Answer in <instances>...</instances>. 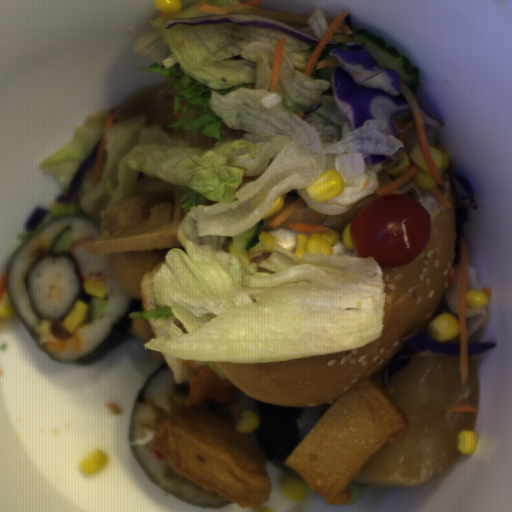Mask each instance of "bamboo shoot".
Returning <instances> with one entry per match:
<instances>
[{
    "label": "bamboo shoot",
    "instance_id": "1",
    "mask_svg": "<svg viewBox=\"0 0 512 512\" xmlns=\"http://www.w3.org/2000/svg\"><path fill=\"white\" fill-rule=\"evenodd\" d=\"M186 191L174 186L168 196L157 202L148 218L131 226L106 230L95 242H84L92 254H130L156 249L178 248L187 251L178 242V227L186 215L185 206L190 200L181 201Z\"/></svg>",
    "mask_w": 512,
    "mask_h": 512
}]
</instances>
